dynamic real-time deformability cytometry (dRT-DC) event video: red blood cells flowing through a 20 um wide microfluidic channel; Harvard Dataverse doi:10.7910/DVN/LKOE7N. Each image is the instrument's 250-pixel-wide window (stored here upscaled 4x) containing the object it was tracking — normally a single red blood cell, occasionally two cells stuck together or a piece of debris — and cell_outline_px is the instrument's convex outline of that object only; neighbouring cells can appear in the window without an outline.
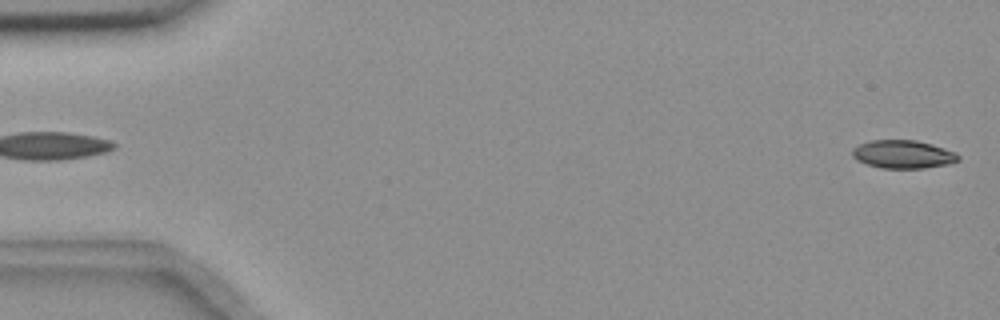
{"species": "common noctule bat (a hibernating species)", "species_latin": "Nyctalus noctula", "temperature_condition": "room temperature", "stored_images_in_passage": 4, "segment_of_instrument_passage": [2, 2], "camera_frame_rate_fps": 3000, "um_per_image_px": 0.085, "animal": {"sex": "female", "body_mass_g": 18.4}, "frame": {"image": 1, "passage_image": 4, "time_ms": 1.0, "image_size_px": [1000, 320], "cell_outline_px": [[960, 160], [948, 164], [924, 168], [880, 168], [856, 160], [852, 156], [852, 148], [868, 140], [916, 140], [932, 144], [956, 152], [960, 156]], "centroid_in_image_um": [76.76, 13.11], "position_along_channel_um": 8.2, "area_um2": 17.51}}